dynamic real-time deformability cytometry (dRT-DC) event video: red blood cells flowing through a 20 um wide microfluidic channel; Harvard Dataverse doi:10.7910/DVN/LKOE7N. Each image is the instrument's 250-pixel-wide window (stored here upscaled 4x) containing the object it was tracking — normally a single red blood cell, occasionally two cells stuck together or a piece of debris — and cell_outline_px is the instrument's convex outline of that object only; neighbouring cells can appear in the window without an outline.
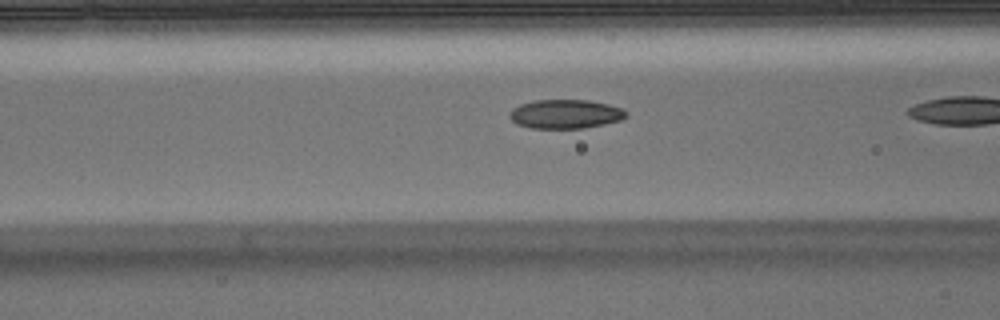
{"species": "Egyptian fruit bat (a non-hibernating species)", "species_latin": "Rousettus aegyptiacus", "temperature_condition": "warm", "stored_images_in_passage": 20, "segment_of_instrument_passage": [2, 2], "camera_frame_rate_fps": 3000, "um_per_image_px": 0.085, "animal": {"sex": "male"}, "frame": {"image": 1, "passage_image": 18, "time_ms": 5.667, "image_size_px": [1000, 320], "cell_outline_px": [[628, 116], [620, 120], [604, 124], [584, 128], [532, 128], [516, 124], [508, 116], [508, 112], [512, 108], [520, 104], [536, 100], [588, 100], [608, 104], [624, 108], [628, 112]], "centroid_in_image_um": [48.06, 9.69], "position_along_channel_um": 118.5, "area_um2": 19.88}}